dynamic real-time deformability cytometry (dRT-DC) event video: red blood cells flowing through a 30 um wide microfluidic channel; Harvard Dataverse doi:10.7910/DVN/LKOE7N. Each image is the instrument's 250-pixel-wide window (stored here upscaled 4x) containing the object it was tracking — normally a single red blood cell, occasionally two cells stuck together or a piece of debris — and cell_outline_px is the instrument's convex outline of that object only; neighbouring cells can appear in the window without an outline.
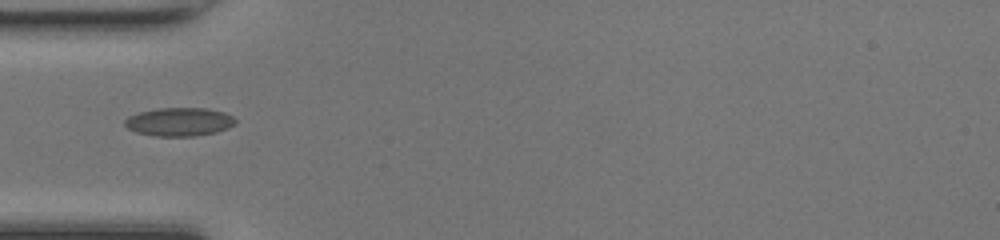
{"species": "common noctule bat (a hibernating species)", "species_latin": "Nyctalus noctula", "temperature_condition": "room temperature", "stored_images_in_passage": 34, "camera_frame_rate_fps": 3000, "um_per_image_px": 0.085, "animal": {"sex": "female", "body_mass_g": 17.0, "forearm_length_mm": 48.0}, "frame": {"image": 1, "passage_image": 1, "time_ms": 0.0, "image_size_px": [1000, 240], "cell_outline_px": [[236, 124], [228, 128], [216, 132], [192, 136], [156, 136], [136, 132], [128, 128], [124, 124], [124, 120], [128, 116], [140, 112], [156, 108], [208, 108], [224, 112], [232, 116], [236, 120]], "centroid_in_image_um": [15.24, 10.35], "position_along_channel_um": 69.8, "area_um2": 18.38}}
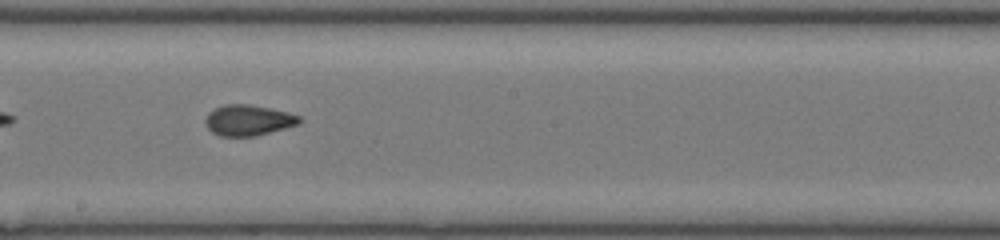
{"frame": {"image": 2, "passage_image": 12, "time_ms": 3.667, "image_size_px": [1000, 240], "cell_outline_px": [[304, 120], [300, 124], [256, 136], [220, 136], [212, 132], [208, 128], [208, 112], [224, 104], [248, 104], [288, 112], [300, 116]], "centroid_in_image_um": [21.17, 10.22], "position_along_channel_um": 227.0, "area_um2": 16.7}}
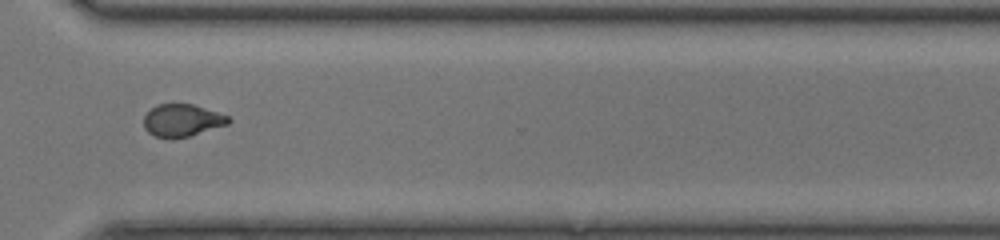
{"frame": {"image": 3, "passage_image": 21, "time_ms": 6.667, "image_size_px": [1000, 240], "cell_outline_px": [[232, 120], [228, 124], [188, 136], [156, 136], [148, 132], [144, 128], [144, 116], [156, 104], [192, 104], [228, 116]], "centroid_in_image_um": [15.48, 10.2], "position_along_channel_um": 355.1, "area_um2": 15.43}, "authors_computed_cell_mechanics": {"area_um2": 16.6175, "velocity_mm_per_s": 4.27, "shape_relaxation_time_tau1_ms": 7.1929, "shape_relaxation_time_tau2_ms": 0.998, "deformation_change_tau1": 0.1868, "deformation_change_tau2": 0.0638}}